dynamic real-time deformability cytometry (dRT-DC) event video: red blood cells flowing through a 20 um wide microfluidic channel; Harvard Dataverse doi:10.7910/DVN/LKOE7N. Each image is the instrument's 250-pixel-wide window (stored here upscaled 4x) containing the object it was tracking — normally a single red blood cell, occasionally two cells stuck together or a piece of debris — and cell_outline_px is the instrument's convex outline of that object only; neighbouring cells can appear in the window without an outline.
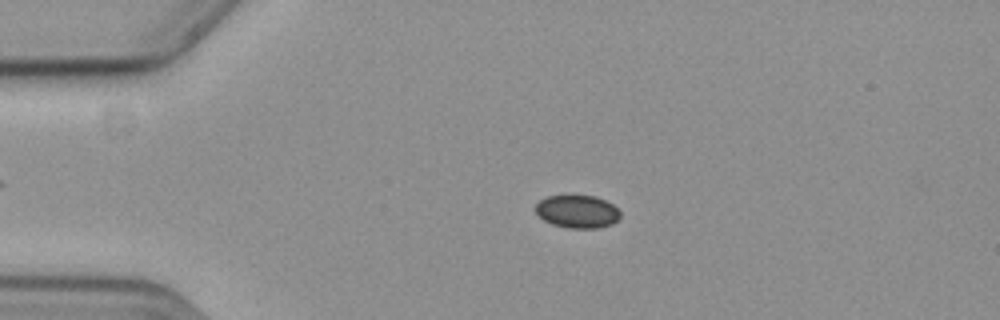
{"species": "common noctule bat (a hibernating species)", "species_latin": "Nyctalus noctula", "temperature_condition": "cold", "stored_images_in_passage": 58, "camera_frame_rate_fps": 3000, "um_per_image_px": 0.085, "animal": {"sex": "female", "body_mass_g": 19.3, "forearm_length_mm": 54.1}, "frame": {"image": 1, "passage_image": 13, "time_ms": 4.0, "image_size_px": [1000, 320], "cell_outline_px": [[620, 216], [612, 224], [596, 228], [568, 228], [552, 224], [544, 220], [536, 212], [536, 204], [540, 200], [548, 196], [596, 196], [612, 204], [620, 212]], "centroid_in_image_um": [49.07, 17.99], "position_along_channel_um": 35.9, "area_um2": 16.01}}
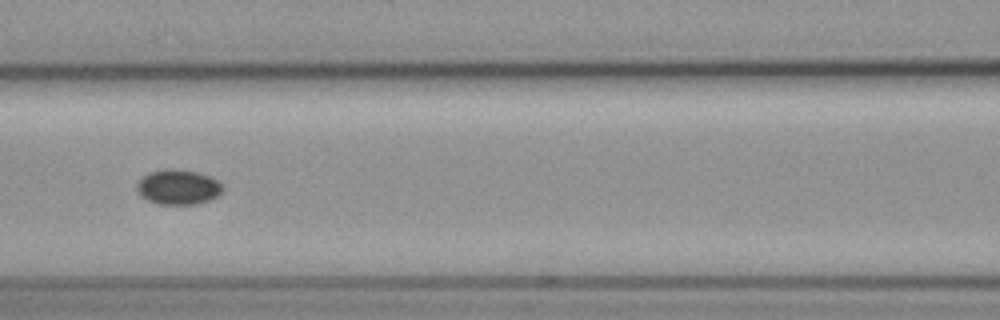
{"frame": {"image": 2, "passage_image": 26, "time_ms": 8.333, "image_size_px": [1000, 320], "cell_outline_px": [[224, 192], [208, 200], [196, 204], [160, 204], [148, 200], [140, 196], [136, 188], [136, 184], [148, 172], [168, 168], [196, 172], [208, 176], [216, 180], [224, 188]], "centroid_in_image_um": [15.13, 15.9], "position_along_channel_um": 151.5, "area_um2": 17.34}}
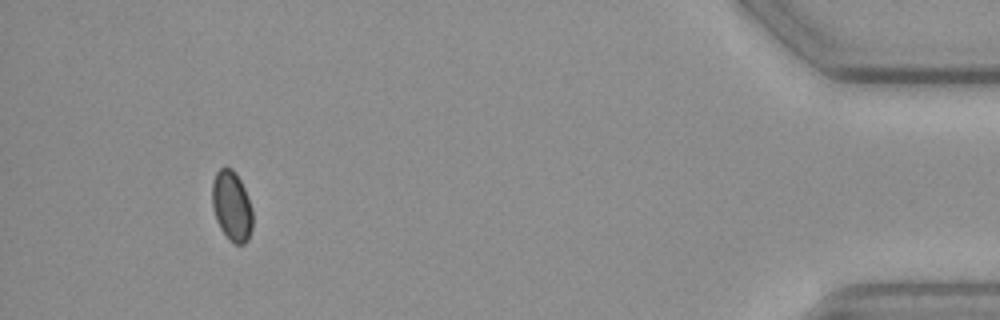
{"frame": {"image": 3, "passage_image": 54, "time_ms": 17.667, "image_size_px": [1000, 320], "cell_outline_px": [[252, 228], [248, 240], [244, 244], [232, 244], [228, 240], [220, 228], [216, 220], [212, 208], [212, 180], [216, 172], [220, 168], [232, 168], [240, 180], [244, 188], [252, 208]], "centroid_in_image_um": [19.68, 17.54], "position_along_channel_um": 415.5, "area_um2": 16.7}}